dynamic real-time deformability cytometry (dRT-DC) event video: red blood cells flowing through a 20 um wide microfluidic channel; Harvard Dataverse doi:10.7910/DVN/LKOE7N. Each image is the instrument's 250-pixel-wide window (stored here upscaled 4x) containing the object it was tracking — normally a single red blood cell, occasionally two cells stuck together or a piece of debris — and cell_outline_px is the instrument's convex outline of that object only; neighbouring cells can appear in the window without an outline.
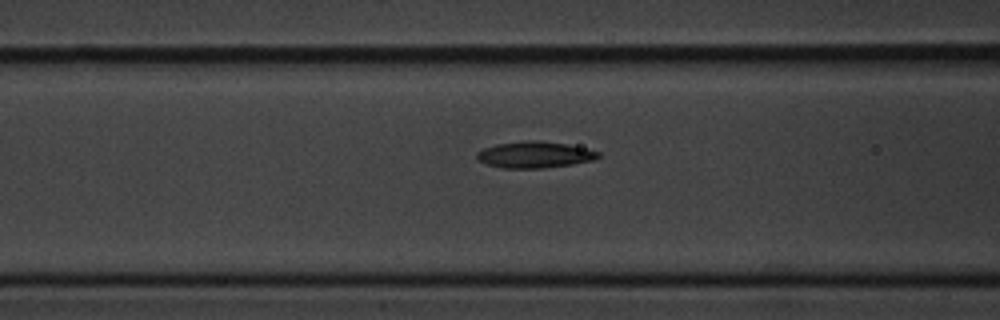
{"species": "common noctule bat (a hibernating species)", "species_latin": "Nyctalus noctula", "temperature_condition": "cold", "stored_images_in_passage": 13, "camera_frame_rate_fps": 3000, "um_per_image_px": 0.085, "animal": {"sex": "male", "body_mass_g": 20.1, "forearm_length_mm": 53.5}, "frame": {"image": 1, "passage_image": 11, "time_ms": 3.333, "image_size_px": [1000, 320], "cell_outline_px": [[600, 156], [592, 160], [572, 164], [544, 168], [504, 168], [484, 164], [476, 156], [476, 152], [484, 148], [496, 144], [524, 140], [540, 140], [568, 144], [600, 152]], "centroid_in_image_um": [45.42, 13.14], "position_along_channel_um": 121.2, "area_um2": 18.73}}